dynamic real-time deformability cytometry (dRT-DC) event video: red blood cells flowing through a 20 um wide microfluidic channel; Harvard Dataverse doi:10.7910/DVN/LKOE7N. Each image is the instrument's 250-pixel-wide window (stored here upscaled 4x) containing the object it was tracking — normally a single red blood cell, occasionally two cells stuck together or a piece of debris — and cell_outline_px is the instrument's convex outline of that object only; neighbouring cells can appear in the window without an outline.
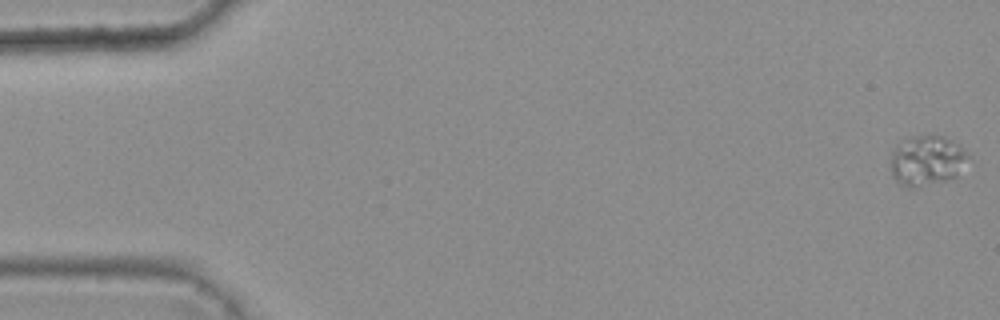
{"species": "common noctule bat (a hibernating species)", "species_latin": "Nyctalus noctula", "temperature_condition": "warm", "stored_images_in_passage": 15, "camera_frame_rate_fps": 3000, "um_per_image_px": 0.085, "animal": {"sex": "female", "body_mass_g": 25.1}, "frame": {"image": 1, "passage_image": 1, "time_ms": 0.0, "image_size_px": [1000, 320], "cell_outline_px": [[968, 156], [956, 176], [944, 180], [912, 188], [904, 188], [892, 176], [892, 152], [896, 144], [900, 140], [908, 136], [944, 136], [960, 148]], "centroid_in_image_um": [78.69, 13.64], "position_along_channel_um": 6.3, "area_um2": 22.08}}
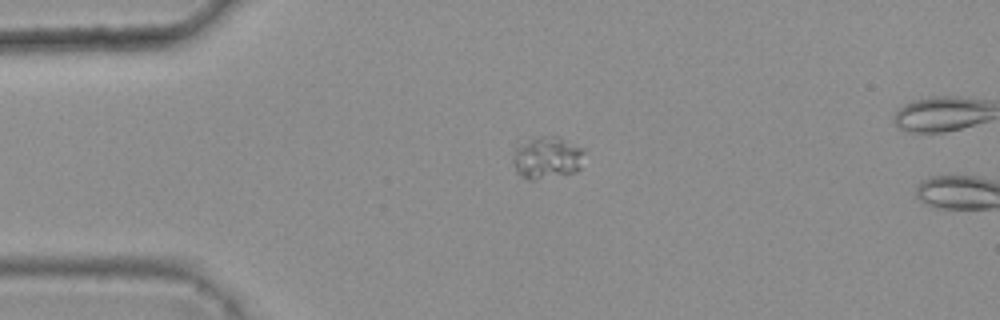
{"frame": {"image": 2, "passage_image": 13, "time_ms": 4.0, "image_size_px": [1000, 320], "cell_outline_px": [[584, 152], [580, 168], [576, 172], [532, 180], [528, 180], [520, 176], [516, 172], [512, 160], [512, 152], [516, 148], [540, 136], [560, 136], [584, 148]], "centroid_in_image_um": [46.51, 13.41], "position_along_channel_um": 38.5, "area_um2": 17.57}}